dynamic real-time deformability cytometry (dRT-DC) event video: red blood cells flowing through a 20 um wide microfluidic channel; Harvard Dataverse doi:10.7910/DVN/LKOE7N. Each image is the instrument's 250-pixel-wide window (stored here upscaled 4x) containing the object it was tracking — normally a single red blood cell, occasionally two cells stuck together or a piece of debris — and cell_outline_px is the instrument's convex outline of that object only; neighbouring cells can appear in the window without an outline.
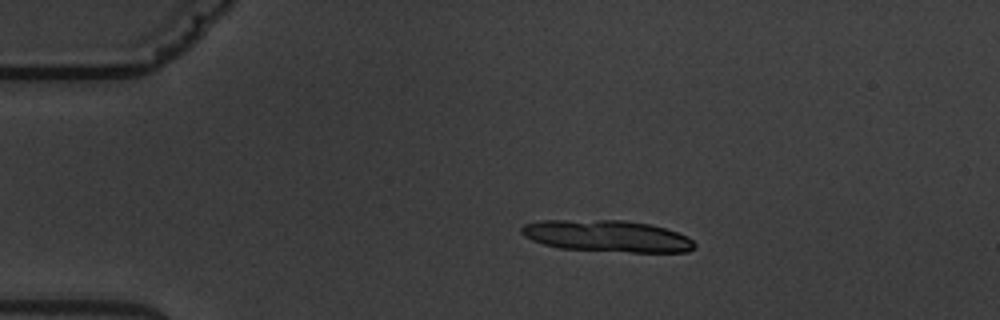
{"species": "common noctule bat (a hibernating species)", "species_latin": "Nyctalus noctula", "temperature_condition": "warm", "stored_images_in_passage": 3, "camera_frame_rate_fps": 3000, "um_per_image_px": 0.085, "animal": {"sex": "male", "body_mass_g": 19.5, "forearm_length_mm": 54.6}, "frame": {"image": 1, "passage_image": 1, "time_ms": 0.0, "image_size_px": [1000, 320], "cell_outline_px": [[696, 248], [688, 252], [632, 252], [560, 248], [544, 244], [532, 240], [524, 236], [520, 232], [520, 228], [524, 224], [540, 220], [624, 220], [648, 224], [664, 228], [688, 236], [696, 244]], "centroid_in_image_um": [51.6, 20.06], "position_along_channel_um": 33.4, "area_um2": 31.96}}